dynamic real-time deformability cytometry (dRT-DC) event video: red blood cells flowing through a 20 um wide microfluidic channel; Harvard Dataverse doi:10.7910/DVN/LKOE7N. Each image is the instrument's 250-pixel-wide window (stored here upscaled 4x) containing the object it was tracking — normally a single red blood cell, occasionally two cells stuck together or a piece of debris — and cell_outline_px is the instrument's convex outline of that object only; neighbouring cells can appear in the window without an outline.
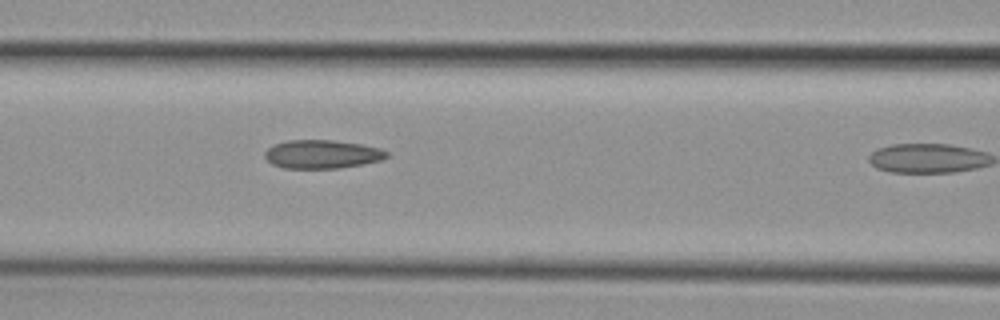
{"species": "common noctule bat (a hibernating species)", "species_latin": "Nyctalus noctula", "temperature_condition": "cold", "stored_images_in_passage": 8, "camera_frame_rate_fps": 3000, "um_per_image_px": 0.085, "animal": {"sex": "female", "body_mass_g": 29.2, "forearm_length_mm": 56.3}, "frame": {"image": 1, "passage_image": 7, "time_ms": 7.0, "image_size_px": [1000, 320], "cell_outline_px": [[388, 156], [380, 160], [364, 164], [340, 168], [284, 168], [272, 164], [264, 156], [264, 152], [268, 148], [276, 144], [288, 140], [332, 140], [360, 144], [380, 148], [388, 152]], "centroid_in_image_um": [27.38, 13.11], "position_along_channel_um": 139.2, "area_um2": 20.17}}